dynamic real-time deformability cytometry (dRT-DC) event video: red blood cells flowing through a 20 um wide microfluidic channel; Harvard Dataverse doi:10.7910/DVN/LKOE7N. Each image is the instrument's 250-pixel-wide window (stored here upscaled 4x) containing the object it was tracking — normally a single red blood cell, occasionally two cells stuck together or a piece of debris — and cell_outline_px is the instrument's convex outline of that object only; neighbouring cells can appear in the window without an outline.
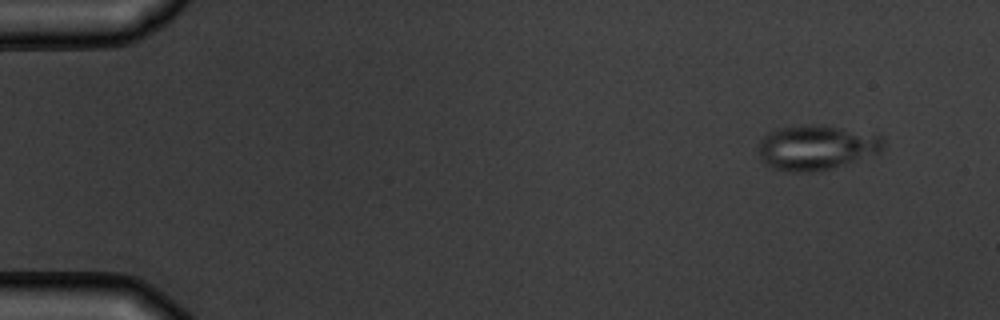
{"species": "common noctule bat (a hibernating species)", "species_latin": "Nyctalus noctula", "temperature_condition": "warm", "stored_images_in_passage": 5, "camera_frame_rate_fps": 3000, "um_per_image_px": 0.085, "animal": {"sex": "male", "body_mass_g": 19.5, "forearm_length_mm": 54.6}, "frame": {"image": 1, "passage_image": 1, "time_ms": 0.0, "image_size_px": [1000, 320], "cell_outline_px": [[884, 144], [880, 152], [832, 168], [812, 172], [784, 172], [772, 168], [764, 164], [760, 160], [756, 152], [756, 148], [760, 140], [764, 136], [780, 128], [804, 124], [820, 124], [884, 136]], "centroid_in_image_um": [69.32, 12.55], "position_along_channel_um": 15.7, "area_um2": 32.95}}